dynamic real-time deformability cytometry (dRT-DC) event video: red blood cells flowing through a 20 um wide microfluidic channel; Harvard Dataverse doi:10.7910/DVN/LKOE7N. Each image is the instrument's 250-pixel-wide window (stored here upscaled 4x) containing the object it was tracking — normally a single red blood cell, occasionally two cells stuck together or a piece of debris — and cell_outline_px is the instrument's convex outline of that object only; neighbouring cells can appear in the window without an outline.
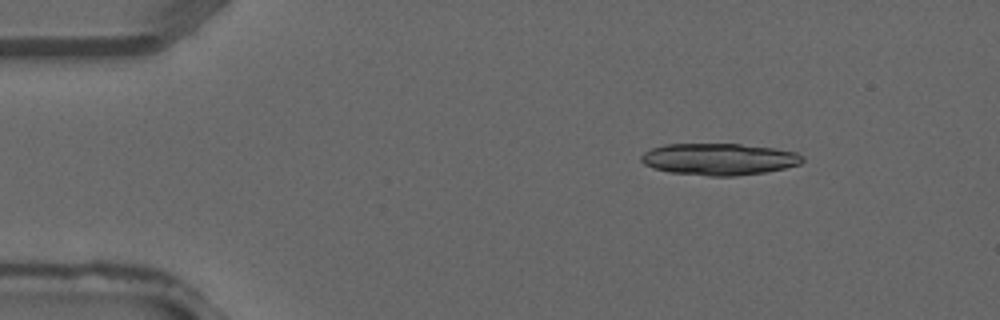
{"species": "common noctule bat (a hibernating species)", "species_latin": "Nyctalus noctula", "temperature_condition": "warm", "stored_images_in_passage": 3, "camera_frame_rate_fps": 3000, "um_per_image_px": 0.085, "animal": {"sex": "male", "forearm_length_mm": 52.5}, "frame": {"image": 1, "passage_image": 2, "time_ms": 0.333, "image_size_px": [1000, 320], "cell_outline_px": [[804, 160], [800, 164], [784, 168], [764, 172], [736, 176], [708, 176], [668, 172], [644, 164], [640, 160], [640, 156], [644, 152], [652, 148], [664, 144], [740, 144], [776, 148], [796, 152], [804, 156]], "centroid_in_image_um": [61.13, 13.53], "position_along_channel_um": 23.9, "area_um2": 29.94}}